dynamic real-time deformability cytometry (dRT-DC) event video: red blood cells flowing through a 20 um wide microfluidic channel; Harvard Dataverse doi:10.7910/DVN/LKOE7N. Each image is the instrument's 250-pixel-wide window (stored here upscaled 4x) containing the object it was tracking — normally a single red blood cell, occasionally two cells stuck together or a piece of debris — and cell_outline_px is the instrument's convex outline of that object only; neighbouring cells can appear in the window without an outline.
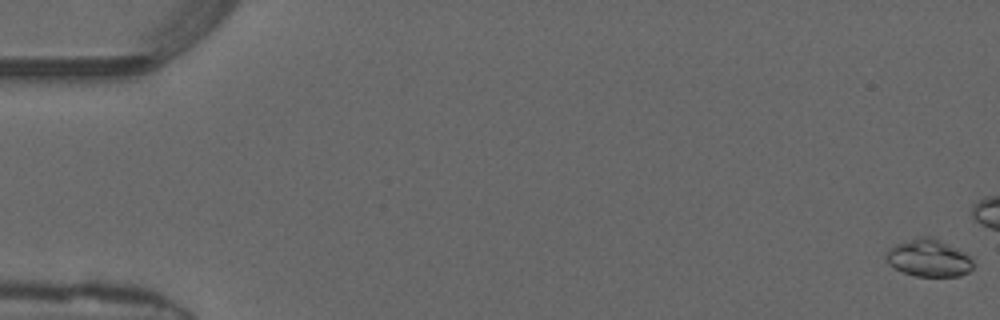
{"species": "common noctule bat (a hibernating species)", "species_latin": "Nyctalus noctula", "temperature_condition": "warm", "stored_images_in_passage": 41, "camera_frame_rate_fps": 3000, "um_per_image_px": 0.085, "animal": {"sex": "male", "forearm_length_mm": 52.5}, "frame": {"image": 1, "passage_image": 1, "time_ms": 0.0, "image_size_px": [1000, 320], "cell_outline_px": [[972, 268], [956, 276], [920, 276], [904, 272], [896, 268], [892, 264], [896, 248], [944, 248], [956, 252], [964, 256], [972, 264]], "centroid_in_image_um": [79.1, 22.26], "position_along_channel_um": 5.9, "area_um2": 13.41}}